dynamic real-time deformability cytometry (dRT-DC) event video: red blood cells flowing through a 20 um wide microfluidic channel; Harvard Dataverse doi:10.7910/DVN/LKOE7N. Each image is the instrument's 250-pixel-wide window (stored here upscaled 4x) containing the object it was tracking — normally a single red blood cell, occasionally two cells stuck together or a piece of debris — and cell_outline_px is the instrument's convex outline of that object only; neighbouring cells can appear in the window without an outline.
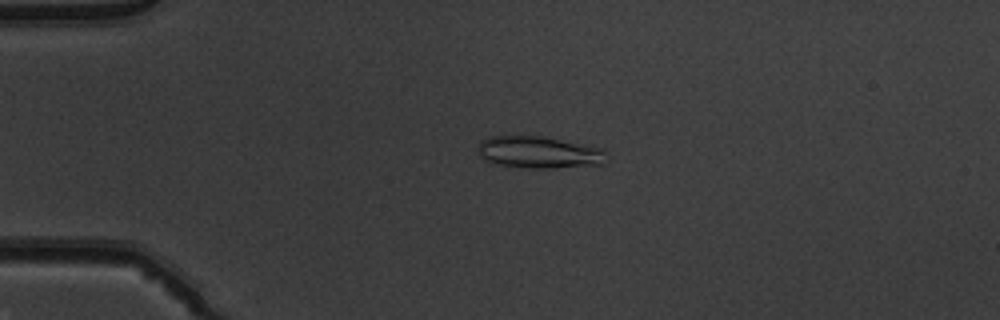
{"species": "common noctule bat (a hibernating species)", "species_latin": "Nyctalus noctula", "temperature_condition": "warm", "stored_images_in_passage": 42, "camera_frame_rate_fps": 3000, "um_per_image_px": 0.085, "animal": {"sex": "male", "body_mass_g": 19.5, "forearm_length_mm": 54.6}, "frame": {"image": 1, "passage_image": 4, "time_ms": 1.0, "image_size_px": [1000, 320], "cell_outline_px": [[604, 164], [552, 168], [532, 168], [492, 164], [484, 160], [480, 156], [476, 148], [480, 140], [488, 136], [544, 136], [604, 148]], "centroid_in_image_um": [45.74, 12.94], "position_along_channel_um": 39.3, "area_um2": 24.22}}
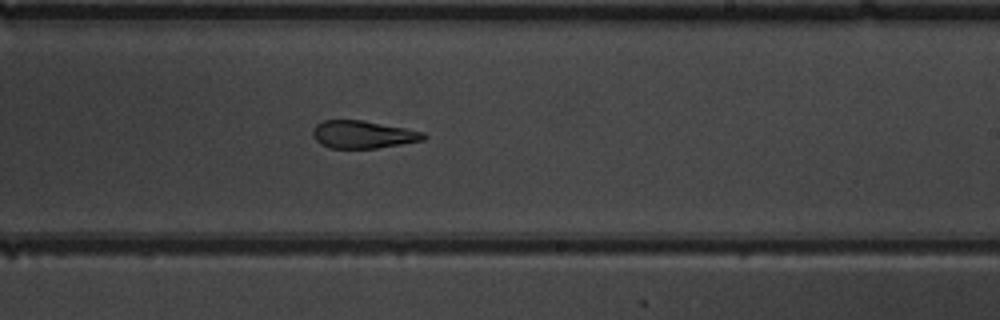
{"frame": {"image": 2, "passage_image": 23, "time_ms": 7.333, "image_size_px": [1000, 320], "cell_outline_px": [[428, 136], [424, 140], [376, 148], [328, 148], [320, 144], [312, 136], [312, 132], [316, 124], [324, 120], [364, 120], [424, 132]], "centroid_in_image_um": [30.83, 11.43], "position_along_channel_um": 258.2, "area_um2": 17.86}}
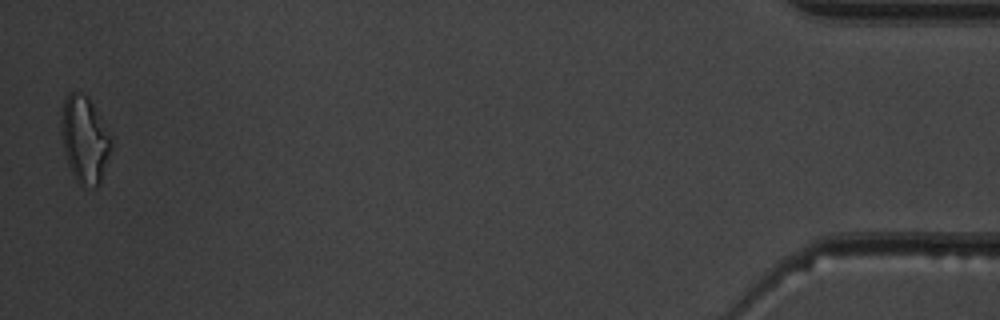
{"frame": {"image": 3, "passage_image": 42, "time_ms": 13.667, "image_size_px": [1000, 320], "cell_outline_px": [[112, 148], [100, 184], [80, 184], [76, 180], [68, 164], [60, 132], [60, 116], [64, 100], [68, 92], [84, 92], [88, 96], [112, 144]], "centroid_in_image_um": [7.15, 11.82], "position_along_channel_um": 428.1, "area_um2": 24.68}, "authors_computed_cell_mechanics": {"area_um2": 19.5942, "velocity_mm_per_s": 4.0278, "shape_relaxation_time_tau1_ms": null, "shape_relaxation_time_tau2_ms": 2.9611, "deformation_change_tau1": null, "deformation_change_tau2": 0.12}}